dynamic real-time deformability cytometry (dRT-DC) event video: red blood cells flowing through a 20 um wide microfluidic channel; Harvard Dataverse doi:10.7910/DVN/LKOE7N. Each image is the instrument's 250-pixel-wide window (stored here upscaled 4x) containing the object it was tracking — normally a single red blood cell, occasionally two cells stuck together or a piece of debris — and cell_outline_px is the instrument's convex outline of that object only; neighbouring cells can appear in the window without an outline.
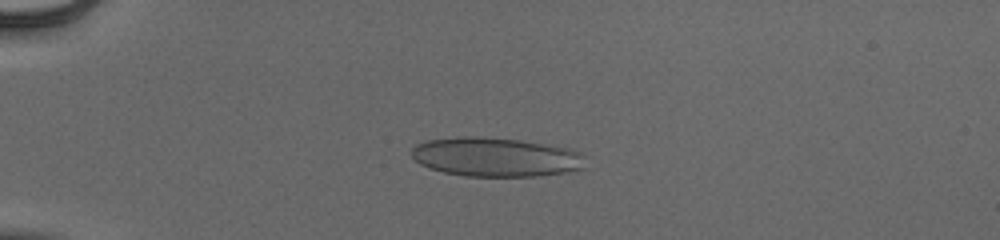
{"species": "human", "species_latin": "Homo sapiens", "temperature_condition": "cold", "stored_images_in_passage": 45, "camera_frame_rate_fps": 3000, "um_per_image_px": 0.085, "donor": {"sex": "male"}, "frame": {"image": 1, "passage_image": 6, "time_ms": 1.667, "image_size_px": [1000, 240], "cell_outline_px": [[584, 168], [564, 172], [536, 176], [464, 176], [444, 172], [428, 168], [420, 164], [412, 156], [412, 148], [416, 144], [428, 140], [464, 136], [472, 136], [516, 140], [568, 148], [580, 152], [584, 156]], "centroid_in_image_um": [42.11, 13.36], "position_along_channel_um": 42.9, "area_um2": 39.25}}
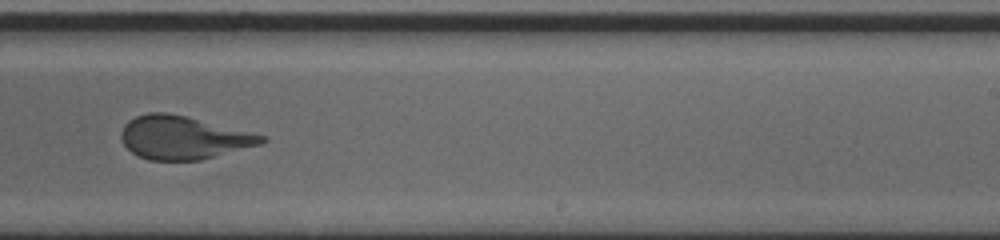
{"frame": {"image": 2, "passage_image": 27, "time_ms": 8.667, "image_size_px": [1000, 240], "cell_outline_px": [[268, 140], [264, 144], [200, 160], [148, 160], [132, 152], [124, 144], [120, 136], [120, 132], [124, 124], [128, 120], [136, 116], [148, 112], [168, 112], [252, 132], [264, 136]], "centroid_in_image_um": [15.58, 11.69], "position_along_channel_um": 273.4, "area_um2": 35.37}}
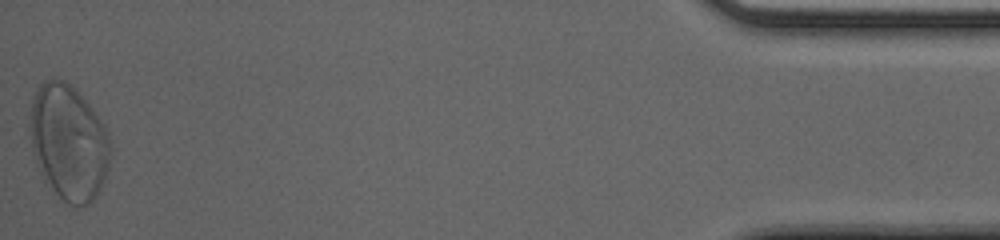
{"frame": {"image": 3, "passage_image": 45, "time_ms": 14.667, "image_size_px": [1000, 240], "cell_outline_px": [[112, 148], [108, 168], [104, 180], [96, 196], [88, 204], [76, 208], [68, 204], [44, 180], [36, 164], [32, 148], [28, 124], [32, 100], [36, 88], [44, 80], [52, 76], [64, 80], [88, 104], [104, 124], [108, 132]], "centroid_in_image_um": [5.82, 12.09], "position_along_channel_um": 429.4, "area_um2": 54.51}, "authors_computed_cell_mechanics": {"area_um2": 37.2232, "velocity_mm_per_s": 3.9427, "shape_relaxation_time_tau1_ms": 8.1122, "shape_relaxation_time_tau2_ms": null, "deformation_change_tau1": 0.2241, "deformation_change_tau2": null}}